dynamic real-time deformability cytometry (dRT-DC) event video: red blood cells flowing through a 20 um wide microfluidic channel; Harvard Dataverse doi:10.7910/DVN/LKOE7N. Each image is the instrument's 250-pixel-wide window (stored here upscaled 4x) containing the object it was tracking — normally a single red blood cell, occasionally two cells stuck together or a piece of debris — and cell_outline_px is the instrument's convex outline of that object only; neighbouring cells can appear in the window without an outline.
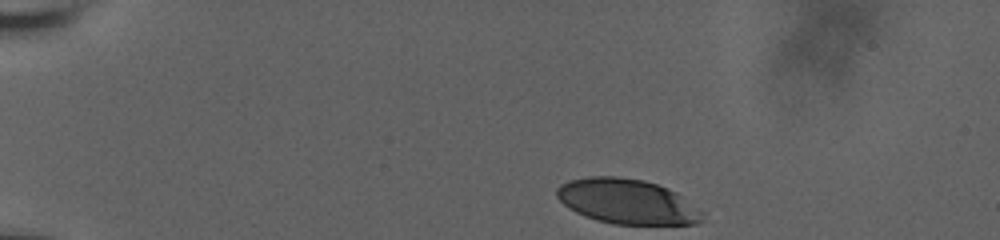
{"species": "human", "species_latin": "Homo sapiens", "temperature_condition": "room temperature", "stored_images_in_passage": 39, "camera_frame_rate_fps": 3000, "um_per_image_px": 0.085, "donor": {"sex": "male"}, "frame": {"image": 1, "passage_image": 1, "time_ms": 0.0, "image_size_px": [1000, 240], "cell_outline_px": [[704, 220], [696, 224], [612, 224], [596, 220], [584, 216], [568, 208], [556, 196], [556, 188], [560, 184], [568, 180], [588, 176], [620, 176], [644, 180], [668, 188], [676, 192], [704, 212]], "centroid_in_image_um": [53.3, 17.12], "position_along_channel_um": 31.7, "area_um2": 38.44}}
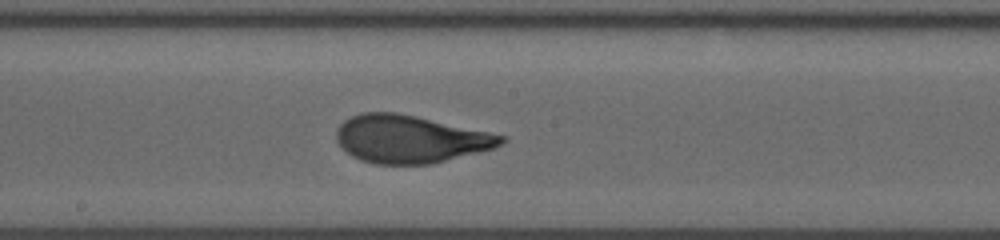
{"frame": {"image": 2, "passage_image": 23, "time_ms": 7.333, "image_size_px": [1000, 240], "cell_outline_px": [[508, 140], [492, 148], [428, 164], [372, 164], [360, 160], [352, 156], [336, 140], [336, 128], [344, 120], [352, 116], [364, 112], [396, 112], [416, 116], [508, 136]], "centroid_in_image_um": [34.83, 11.81], "position_along_channel_um": 213.4, "area_um2": 45.43}}
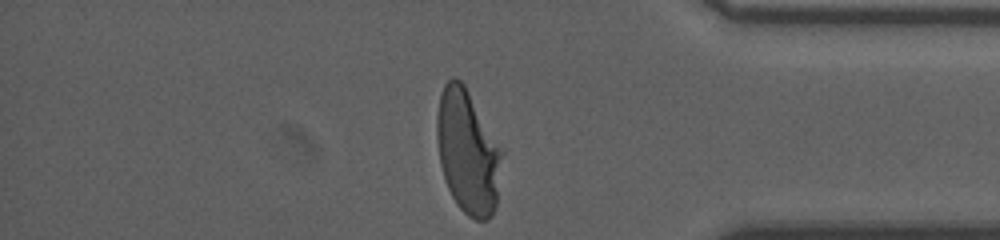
{"frame": {"image": 3, "passage_image": 39, "time_ms": 12.667, "image_size_px": [1000, 240], "cell_outline_px": [[504, 152], [496, 208], [492, 216], [488, 220], [476, 220], [468, 216], [456, 204], [444, 180], [440, 164], [436, 136], [436, 116], [440, 96], [444, 84], [452, 76], [456, 76], [464, 84]], "centroid_in_image_um": [39.76, 12.93], "position_along_channel_um": 395.4, "area_um2": 47.45}, "authors_computed_cell_mechanics": {"area_um2": 44.9684, "velocity_mm_per_s": 3.7274, "shape_relaxation_time_tau1_ms": 4.5231, "shape_relaxation_time_tau2_ms": null, "deformation_change_tau1": 0.2064, "deformation_change_tau2": null}}